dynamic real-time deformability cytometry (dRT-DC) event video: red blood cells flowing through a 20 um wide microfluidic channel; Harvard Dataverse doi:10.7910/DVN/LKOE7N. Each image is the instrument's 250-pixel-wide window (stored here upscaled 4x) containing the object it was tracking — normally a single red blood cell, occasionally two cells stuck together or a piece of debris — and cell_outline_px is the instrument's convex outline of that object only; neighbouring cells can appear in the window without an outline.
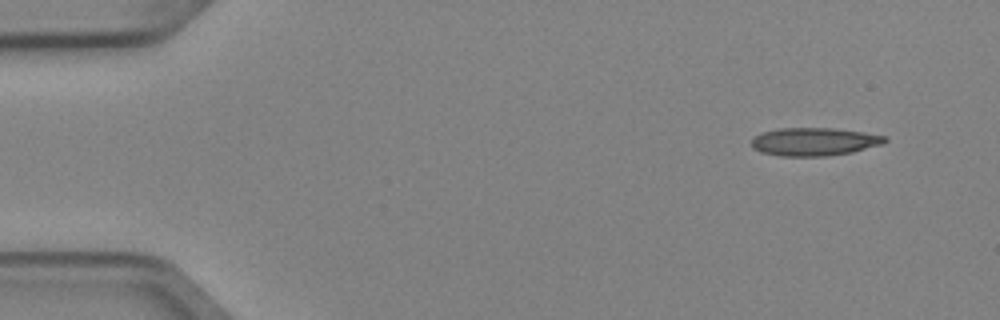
{"species": "Egyptian fruit bat (a non-hibernating species)", "species_latin": "Rousettus aegyptiacus", "temperature_condition": "cold", "stored_images_in_passage": 3, "camera_frame_rate_fps": 3000, "um_per_image_px": 0.085, "animal": {"sex": "female"}, "frame": {"image": 1, "passage_image": 1, "time_ms": 0.0, "image_size_px": [1000, 320], "cell_outline_px": [[888, 140], [884, 144], [852, 152], [828, 156], [780, 156], [760, 152], [752, 148], [752, 136], [764, 132], [780, 128], [832, 128], [864, 132], [888, 136]], "centroid_in_image_um": [69.23, 12.04], "position_along_channel_um": 15.8, "area_um2": 22.02}}
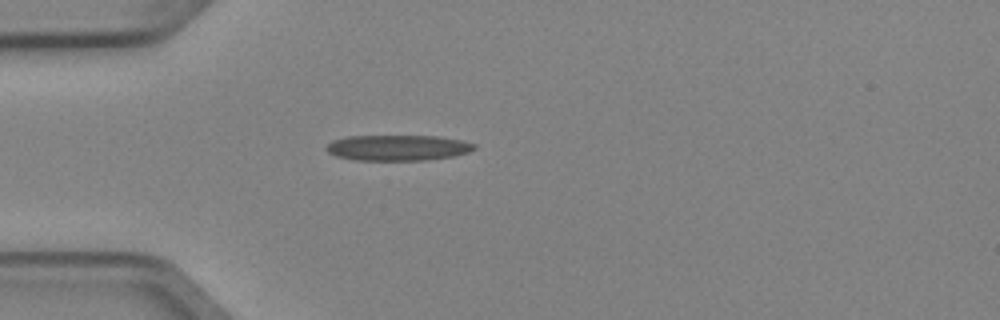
{"frame": {"image": 2, "passage_image": 3, "time_ms": 0.667, "image_size_px": [1000, 320], "cell_outline_px": [[476, 148], [468, 152], [452, 156], [424, 160], [352, 160], [336, 156], [328, 152], [324, 148], [332, 140], [348, 136], [436, 136], [460, 140], [476, 144]], "centroid_in_image_um": [33.77, 12.56], "position_along_channel_um": 51.2, "area_um2": 22.08}}